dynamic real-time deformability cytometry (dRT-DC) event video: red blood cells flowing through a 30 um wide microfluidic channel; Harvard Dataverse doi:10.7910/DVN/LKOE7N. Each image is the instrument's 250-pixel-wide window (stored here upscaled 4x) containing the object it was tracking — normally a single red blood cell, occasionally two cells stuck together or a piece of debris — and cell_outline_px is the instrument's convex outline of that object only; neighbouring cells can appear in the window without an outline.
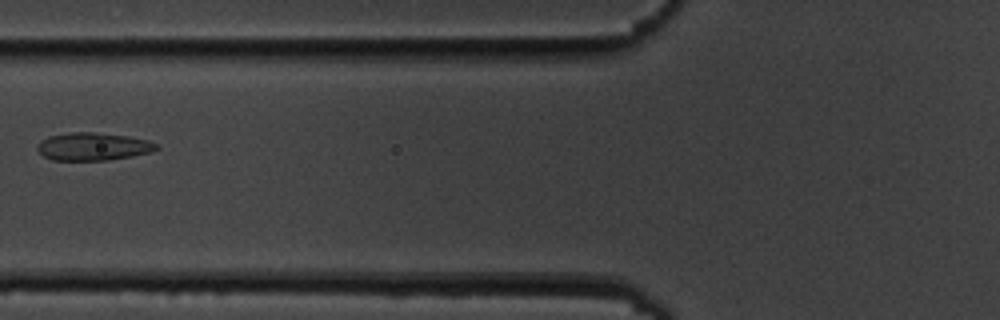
{"species": "common noctule bat (a hibernating species)", "species_latin": "Nyctalus noctula", "temperature_condition": "cold", "stored_images_in_passage": 2, "camera_frame_rate_fps": 3000, "um_per_image_px": 0.085, "animal": {"sex": "male", "body_mass_g": 19.5, "forearm_length_mm": 54.6}, "frame": {"image": 1, "passage_image": 2, "time_ms": 1.333, "image_size_px": [1000, 320], "cell_outline_px": [[160, 148], [152, 152], [132, 156], [108, 160], [52, 160], [44, 156], [36, 148], [36, 144], [40, 140], [48, 136], [72, 132], [96, 132], [128, 136], [148, 140], [156, 144]], "centroid_in_image_um": [7.9, 12.45], "position_along_channel_um": 117.9, "area_um2": 19.42}}